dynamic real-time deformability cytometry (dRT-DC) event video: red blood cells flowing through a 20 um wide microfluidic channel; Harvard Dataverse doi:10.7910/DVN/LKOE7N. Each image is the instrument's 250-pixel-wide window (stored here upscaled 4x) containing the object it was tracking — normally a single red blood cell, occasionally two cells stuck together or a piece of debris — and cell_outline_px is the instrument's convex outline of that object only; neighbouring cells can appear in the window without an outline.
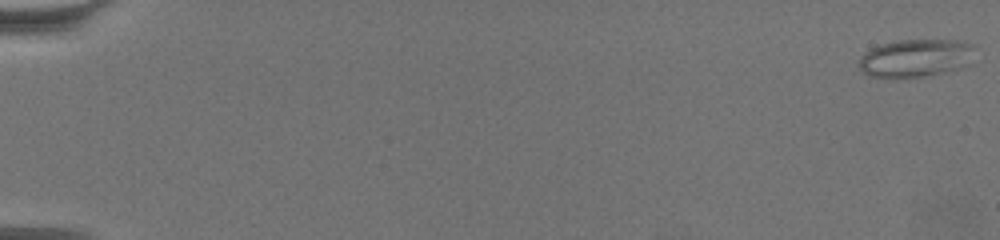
{"species": "common noctule bat (a hibernating species)", "species_latin": "Nyctalus noctula", "temperature_condition": "warm", "stored_images_in_passage": 64, "camera_frame_rate_fps": 3000, "um_per_image_px": 0.085, "animal": {"sex": "female", "body_mass_g": 19.5, "forearm_length_mm": 54.1}, "frame": {"image": 1, "passage_image": 1, "time_ms": 0.0, "image_size_px": [1000, 240], "cell_outline_px": [[976, 44], [968, 64], [960, 68], [928, 76], [868, 76], [860, 68], [860, 56], [864, 52], [880, 44], [900, 40], [956, 40]], "centroid_in_image_um": [77.86, 4.91], "position_along_channel_um": 7.1, "area_um2": 25.26}}
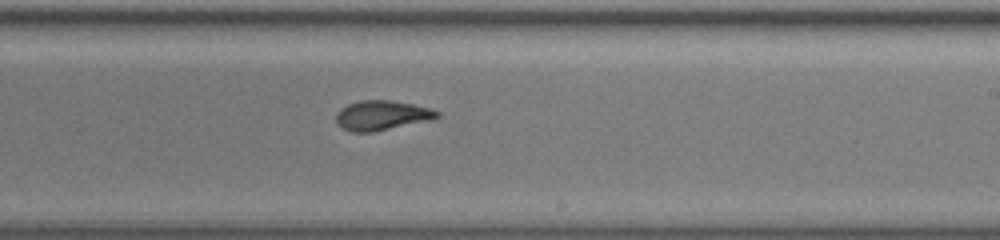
{"frame": {"image": 2, "passage_image": 41, "time_ms": 13.333, "image_size_px": [1000, 240], "cell_outline_px": [[440, 116], [436, 120], [376, 132], [352, 132], [336, 124], [336, 112], [340, 108], [348, 104], [360, 100], [392, 100], [432, 108], [440, 112]], "centroid_in_image_um": [32.51, 9.82], "position_along_channel_um": 256.5, "area_um2": 18.03}}
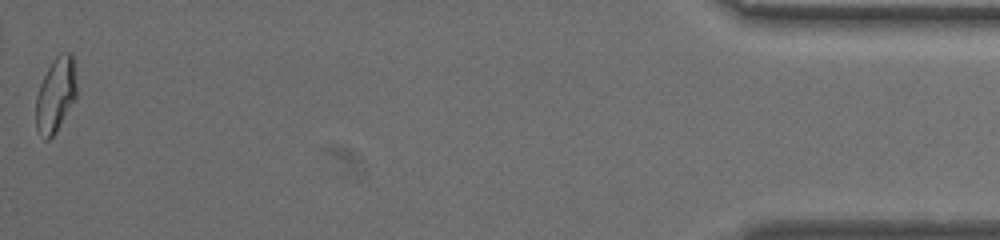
{"frame": {"image": 3, "passage_image": 64, "time_ms": 21.0, "image_size_px": [1000, 240], "cell_outline_px": [[76, 96], [56, 132], [48, 140], [44, 140], [36, 128], [36, 96], [40, 84], [52, 60], [60, 52], [72, 52], [76, 84]], "centroid_in_image_um": [4.72, 8.05], "position_along_channel_um": 430.5, "area_um2": 17.57}, "authors_computed_cell_mechanics": {"area_um2": 18.0336, "velocity_mm_per_s": 3.3752, "shape_relaxation_time_tau1_ms": null, "shape_relaxation_time_tau2_ms": 2.1586, "deformation_change_tau1": null, "deformation_change_tau2": 0.0887}}